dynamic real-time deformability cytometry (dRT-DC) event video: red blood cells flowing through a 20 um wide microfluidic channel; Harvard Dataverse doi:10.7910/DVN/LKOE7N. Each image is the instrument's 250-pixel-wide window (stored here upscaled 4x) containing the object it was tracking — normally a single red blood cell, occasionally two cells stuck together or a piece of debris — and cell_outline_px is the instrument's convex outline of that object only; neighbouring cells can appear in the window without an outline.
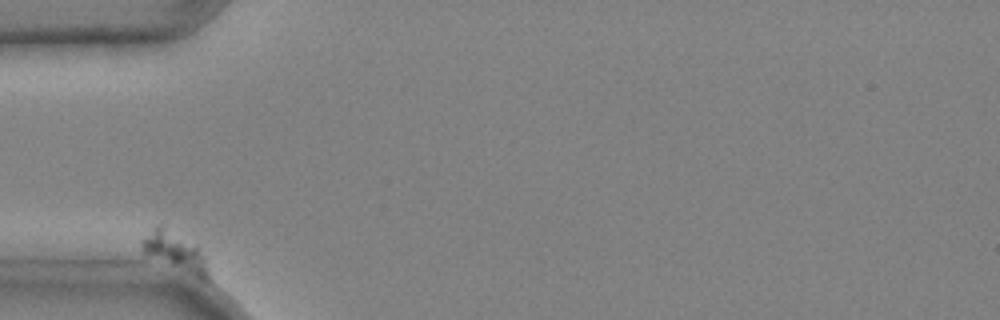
{"species": "common noctule bat (a hibernating species)", "species_latin": "Nyctalus noctula", "temperature_condition": "cold", "stored_images_in_passage": 5, "camera_frame_rate_fps": 3000, "um_per_image_px": 0.085, "animal": {"sex": "male", "body_mass_g": 20.4}, "frame": {"image": 1, "passage_image": 1, "time_ms": 0.0, "image_size_px": [1000, 320], "cell_outline_px": [[208, 280], [204, 280], [144, 252], [140, 248], [140, 240], [156, 224], [160, 224], [196, 248], [204, 256], [208, 268]], "centroid_in_image_um": [14.83, 21.36], "position_along_channel_um": 70.2, "area_um2": 13.81}}
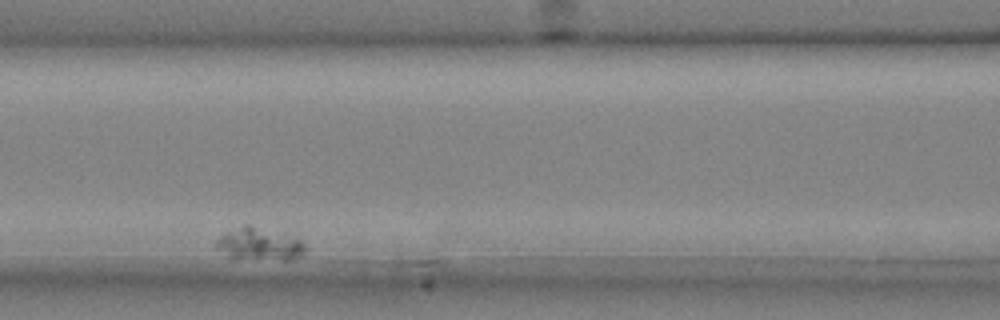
{"frame": {"image": 2, "passage_image": 4, "time_ms": 1.0, "image_size_px": [1000, 320], "cell_outline_px": [[304, 252], [300, 256], [288, 260], [284, 260], [232, 256], [216, 248], [216, 240], [224, 232], [244, 224], [248, 224], [300, 240], [304, 244]], "centroid_in_image_um": [22.02, 20.72], "position_along_channel_um": 144.6, "area_um2": 16.07}}